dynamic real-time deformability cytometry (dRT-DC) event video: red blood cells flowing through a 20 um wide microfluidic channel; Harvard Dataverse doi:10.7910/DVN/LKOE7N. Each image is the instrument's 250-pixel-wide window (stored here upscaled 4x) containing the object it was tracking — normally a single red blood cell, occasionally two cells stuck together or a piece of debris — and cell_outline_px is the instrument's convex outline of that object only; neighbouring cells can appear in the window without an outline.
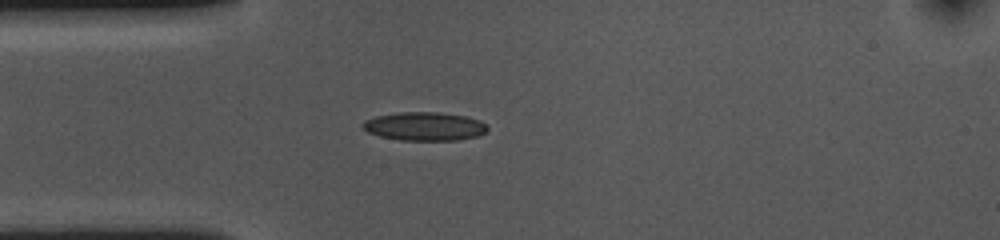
{"species": "common noctule bat (a hibernating species)", "species_latin": "Nyctalus noctula", "temperature_condition": "cold", "stored_images_in_passage": 53, "camera_frame_rate_fps": 3000, "um_per_image_px": 0.085, "animal": {"sex": "female", "body_mass_g": 10.0, "forearm_length_mm": 53.1}, "frame": {"image": 1, "passage_image": 12, "time_ms": 3.667, "image_size_px": [1000, 240], "cell_outline_px": [[488, 128], [484, 132], [476, 136], [456, 140], [400, 140], [380, 136], [368, 132], [360, 124], [364, 120], [376, 116], [400, 112], [436, 112], [464, 116], [480, 120], [488, 124]], "centroid_in_image_um": [36.07, 10.73], "position_along_channel_um": 48.9, "area_um2": 20.63}}
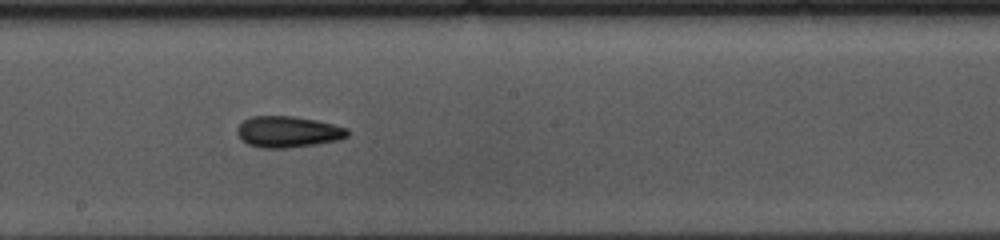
{"frame": {"image": 2, "passage_image": 27, "time_ms": 8.667, "image_size_px": [1000, 240], "cell_outline_px": [[348, 136], [340, 140], [316, 144], [288, 148], [260, 148], [248, 144], [236, 132], [236, 128], [244, 120], [252, 116], [292, 116], [316, 120], [348, 128]], "centroid_in_image_um": [24.49, 11.21], "position_along_channel_um": 223.7, "area_um2": 20.06}}
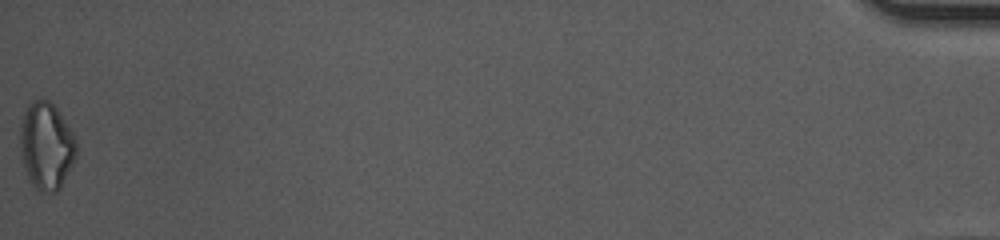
{"frame": {"image": 3, "passage_image": 53, "time_ms": 17.333, "image_size_px": [1000, 240], "cell_outline_px": [[76, 156], [60, 188], [56, 192], [40, 192], [32, 184], [28, 176], [24, 164], [20, 144], [20, 128], [24, 112], [28, 104], [32, 100], [48, 100], [60, 112], [72, 132], [76, 140]], "centroid_in_image_um": [3.94, 12.39], "position_along_channel_um": 431.3, "area_um2": 28.21}}